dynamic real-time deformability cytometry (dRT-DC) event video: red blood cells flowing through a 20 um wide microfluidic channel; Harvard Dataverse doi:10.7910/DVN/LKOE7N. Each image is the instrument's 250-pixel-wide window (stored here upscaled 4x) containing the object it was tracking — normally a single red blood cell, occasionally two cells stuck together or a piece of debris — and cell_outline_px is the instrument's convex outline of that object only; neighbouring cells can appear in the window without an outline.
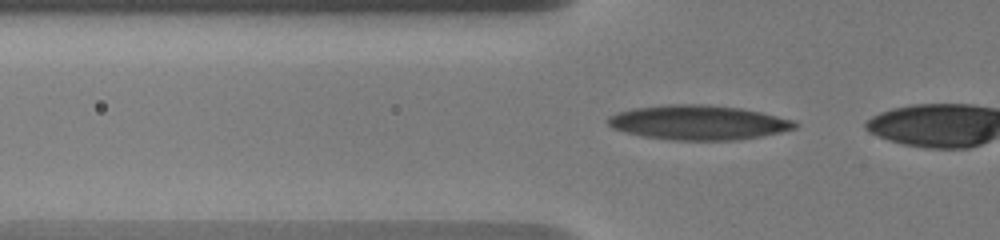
{"species": "human", "species_latin": "Homo sapiens", "temperature_condition": "warm", "stored_images_in_passage": 13, "camera_frame_rate_fps": 3000, "um_per_image_px": 0.085, "donor": {"sex": "male"}, "frame": {"image": 1, "passage_image": 12, "time_ms": 5.0, "image_size_px": [1000, 240], "cell_outline_px": [[800, 124], [796, 128], [780, 132], [760, 136], [736, 140], [672, 140], [640, 136], [612, 128], [604, 120], [608, 116], [616, 112], [632, 108], [668, 104], [708, 104], [744, 108], [796, 120]], "centroid_in_image_um": [59.35, 10.4], "position_along_channel_um": 66.4, "area_um2": 38.21}}